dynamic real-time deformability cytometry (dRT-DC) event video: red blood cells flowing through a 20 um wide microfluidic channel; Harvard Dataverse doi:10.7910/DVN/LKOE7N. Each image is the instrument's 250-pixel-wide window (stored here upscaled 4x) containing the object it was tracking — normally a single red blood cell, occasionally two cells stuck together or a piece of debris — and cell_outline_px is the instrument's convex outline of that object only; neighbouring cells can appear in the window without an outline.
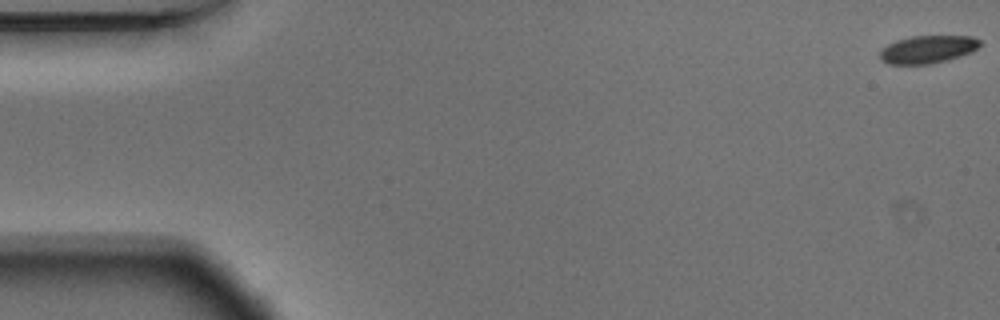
{"species": "Egyptian fruit bat (a non-hibernating species)", "species_latin": "Rousettus aegyptiacus", "temperature_condition": "warm", "stored_images_in_passage": 55, "camera_frame_rate_fps": 3000, "um_per_image_px": 0.085, "animal": {"sex": "male"}, "frame": {"image": 1, "passage_image": 1, "time_ms": 0.0, "image_size_px": [1000, 320], "cell_outline_px": [[980, 44], [972, 52], [948, 60], [928, 64], [888, 64], [880, 60], [880, 52], [888, 44], [896, 40], [912, 36], [972, 36], [980, 40]], "centroid_in_image_um": [78.85, 4.2], "position_along_channel_um": 6.2, "area_um2": 16.13}}
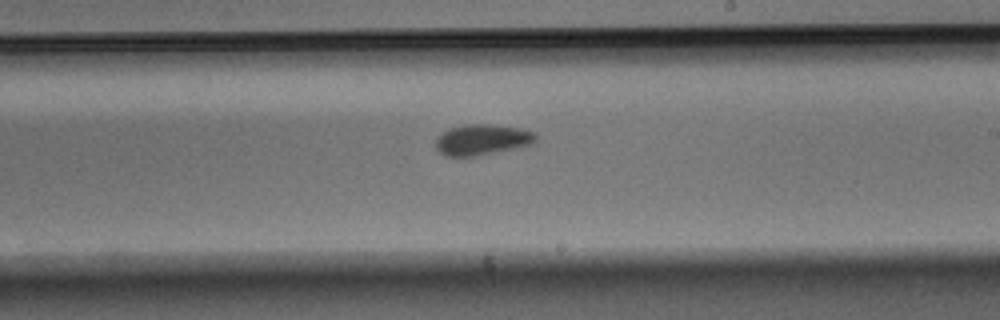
{"frame": {"image": 2, "passage_image": 32, "time_ms": 10.333, "image_size_px": [1000, 320], "cell_outline_px": [[536, 140], [532, 144], [472, 156], [448, 156], [440, 152], [436, 148], [436, 140], [444, 132], [452, 128], [464, 124], [488, 124], [520, 128], [536, 132]], "centroid_in_image_um": [41.0, 11.85], "position_along_channel_um": 248.0, "area_um2": 17.46}}
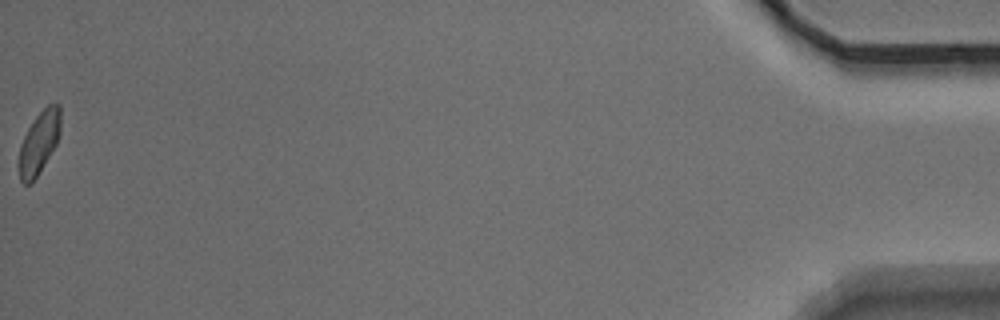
{"frame": {"image": 3, "passage_image": 55, "time_ms": 18.0, "image_size_px": [1000, 320], "cell_outline_px": [[60, 132], [56, 144], [32, 184], [24, 184], [20, 180], [16, 164], [20, 144], [28, 128], [36, 116], [48, 104], [60, 104]], "centroid_in_image_um": [3.27, 12.17], "position_along_channel_um": 431.9, "area_um2": 15.37}, "authors_computed_cell_mechanics": {"area_um2": 17.1088, "velocity_mm_per_s": 3.7233, "shape_relaxation_time_tau1_ms": 3.8621, "shape_relaxation_time_tau2_ms": 2.2108, "deformation_change_tau1": 0.1153, "deformation_change_tau2": 0.0453}}